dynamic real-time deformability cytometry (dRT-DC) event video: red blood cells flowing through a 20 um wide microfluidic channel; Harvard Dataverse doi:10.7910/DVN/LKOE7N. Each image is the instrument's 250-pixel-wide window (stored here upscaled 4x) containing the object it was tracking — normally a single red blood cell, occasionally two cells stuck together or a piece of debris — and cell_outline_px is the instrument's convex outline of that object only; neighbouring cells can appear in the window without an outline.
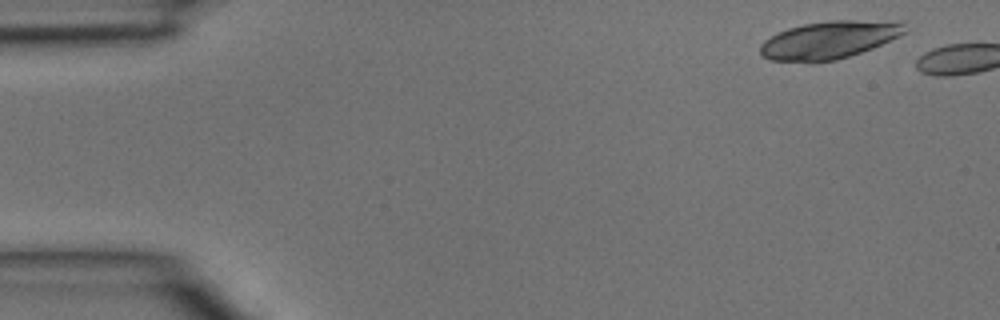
{"species": "common noctule bat (a hibernating species)", "species_latin": "Nyctalus noctula", "temperature_condition": "room temperature", "stored_images_in_passage": 2, "camera_frame_rate_fps": 3000, "um_per_image_px": 0.085, "animal": {"sex": "male", "body_mass_g": 15.6}, "frame": {"image": 1, "passage_image": 1, "time_ms": 0.0, "image_size_px": [1000, 320], "cell_outline_px": [[908, 32], [872, 48], [836, 60], [812, 64], [808, 64], [768, 60], [760, 52], [760, 44], [764, 40], [788, 28], [804, 24], [832, 20], [904, 20]], "centroid_in_image_um": [70.51, 3.41], "position_along_channel_um": 14.5, "area_um2": 32.48}}